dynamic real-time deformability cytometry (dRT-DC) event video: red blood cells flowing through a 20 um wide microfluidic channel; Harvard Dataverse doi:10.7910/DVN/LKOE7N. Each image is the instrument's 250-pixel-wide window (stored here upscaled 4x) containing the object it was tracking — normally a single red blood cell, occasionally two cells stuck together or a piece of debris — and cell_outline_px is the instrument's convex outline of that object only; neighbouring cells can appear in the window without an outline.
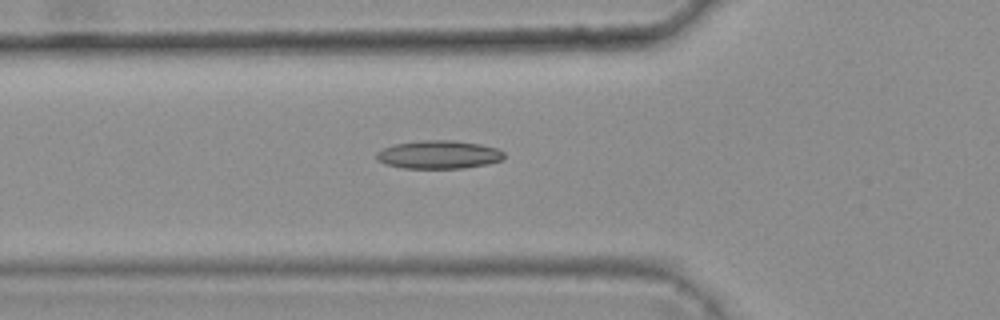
{"species": "common noctule bat (a hibernating species)", "species_latin": "Nyctalus noctula", "temperature_condition": "warm", "stored_images_in_passage": 33, "camera_frame_rate_fps": 3000, "um_per_image_px": 0.085, "animal": {"sex": "female", "body_mass_g": 25.1}, "frame": {"image": 1, "passage_image": 5, "time_ms": 1.333, "image_size_px": [1000, 320], "cell_outline_px": [[504, 160], [488, 164], [464, 168], [404, 168], [384, 164], [376, 160], [376, 152], [392, 144], [420, 140], [452, 140], [480, 144], [496, 148], [504, 152]], "centroid_in_image_um": [37.28, 13.14], "position_along_channel_um": 88.5, "area_um2": 21.21}}
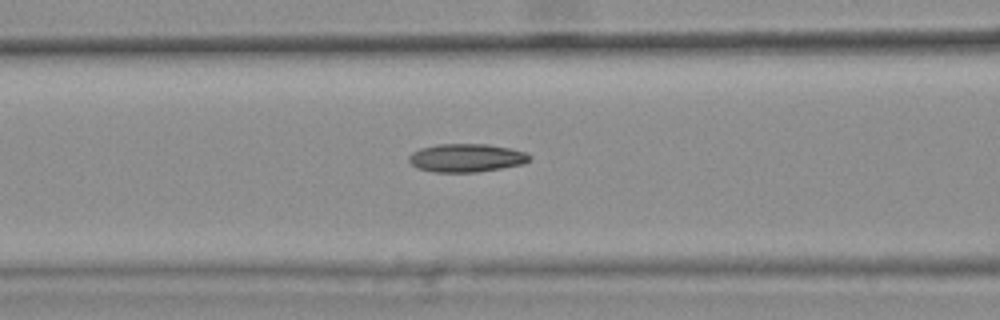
{"frame": {"image": 2, "passage_image": 8, "time_ms": 2.333, "image_size_px": [1000, 320], "cell_outline_px": [[532, 156], [524, 164], [476, 172], [432, 172], [416, 168], [408, 160], [408, 156], [412, 152], [420, 148], [436, 144], [488, 144], [508, 148], [524, 152]], "centroid_in_image_um": [39.59, 13.42], "position_along_channel_um": 127.0, "area_um2": 19.88}}
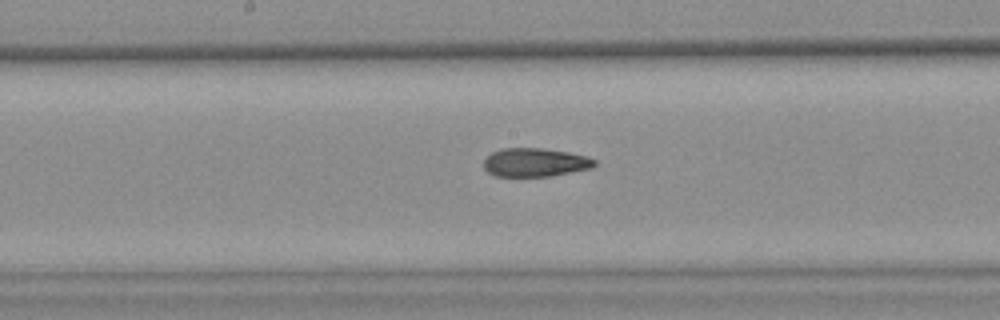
{"frame": {"image": 3, "passage_image": 14, "time_ms": 4.333, "image_size_px": [1000, 320], "cell_outline_px": [[596, 164], [592, 168], [552, 176], [492, 176], [484, 168], [484, 160], [492, 152], [500, 148], [540, 148], [568, 152], [588, 156], [596, 160]], "centroid_in_image_um": [45.49, 13.8], "position_along_channel_um": 202.7, "area_um2": 18.55}, "authors_computed_cell_mechanics": {"area_um2": 19.1318, "velocity_mm_per_s": 3.7962, "shape_relaxation_time_tau1_ms": null, "shape_relaxation_time_tau2_ms": 1.9359, "deformation_change_tau1": null, "deformation_change_tau2": 0.0987}}